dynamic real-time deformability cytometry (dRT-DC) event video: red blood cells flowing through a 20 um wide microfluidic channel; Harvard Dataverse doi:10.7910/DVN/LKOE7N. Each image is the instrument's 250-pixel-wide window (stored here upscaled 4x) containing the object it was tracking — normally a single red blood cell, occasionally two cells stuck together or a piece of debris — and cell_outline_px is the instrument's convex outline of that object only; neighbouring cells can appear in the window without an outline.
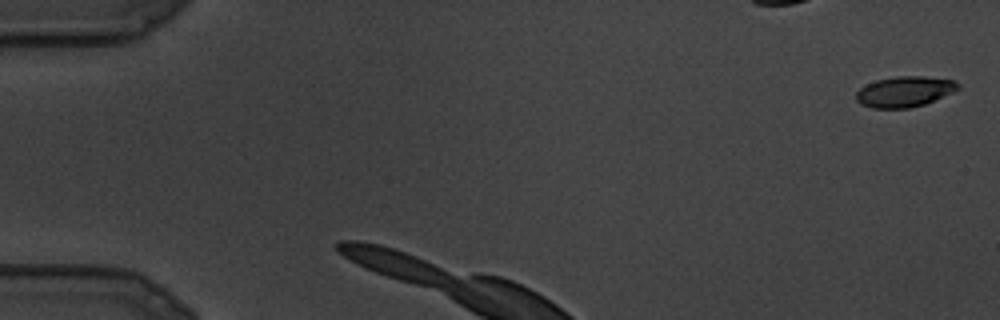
{"species": "common noctule bat (a hibernating species)", "species_latin": "Nyctalus noctula", "temperature_condition": "cold", "stored_images_in_passage": 9, "camera_frame_rate_fps": 3000, "um_per_image_px": 0.085, "animal": {"sex": "male", "body_mass_g": 19.5, "forearm_length_mm": 54.6}, "frame": {"image": 1, "passage_image": 1, "time_ms": 0.0, "image_size_px": [1000, 320], "cell_outline_px": [[960, 88], [952, 92], [924, 104], [908, 108], [872, 108], [860, 104], [856, 100], [856, 92], [860, 88], [876, 80], [896, 76], [924, 76], [952, 80], [960, 84]], "centroid_in_image_um": [76.86, 7.79], "position_along_channel_um": 8.1, "area_um2": 18.03}}